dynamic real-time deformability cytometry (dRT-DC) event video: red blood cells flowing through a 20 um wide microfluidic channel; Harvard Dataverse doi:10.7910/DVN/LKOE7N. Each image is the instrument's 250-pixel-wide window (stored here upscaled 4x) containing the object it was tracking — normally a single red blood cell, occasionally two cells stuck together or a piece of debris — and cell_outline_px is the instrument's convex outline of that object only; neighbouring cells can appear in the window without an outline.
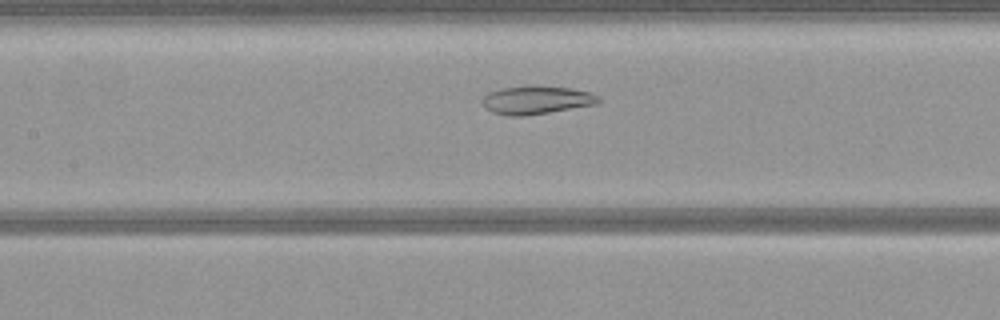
{"species": "common noctule bat (a hibernating species)", "species_latin": "Nyctalus noctula", "temperature_condition": "warm", "stored_images_in_passage": 47, "camera_frame_rate_fps": 3000, "um_per_image_px": 0.085, "animal": {"sex": "female", "body_mass_g": 21.9}, "frame": {"image": 1, "passage_image": 18, "time_ms": 5.667, "image_size_px": [1000, 320], "cell_outline_px": [[600, 104], [524, 116], [508, 116], [492, 112], [484, 108], [480, 104], [480, 100], [488, 92], [500, 88], [572, 88], [592, 92], [600, 96]], "centroid_in_image_um": [45.6, 8.54], "position_along_channel_um": 161.8, "area_um2": 18.84}}
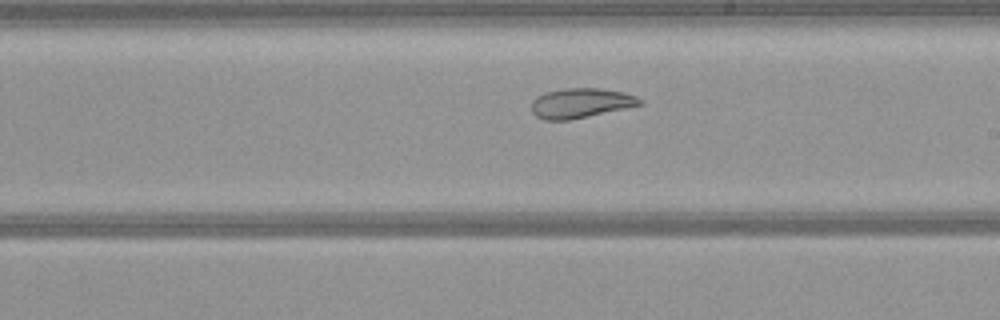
{"frame": {"image": 2, "passage_image": 24, "time_ms": 7.667, "image_size_px": [1000, 320], "cell_outline_px": [[644, 104], [568, 120], [544, 120], [536, 116], [532, 112], [532, 100], [536, 96], [544, 92], [564, 88], [600, 88], [624, 92], [636, 96]], "centroid_in_image_um": [49.32, 8.75], "position_along_channel_um": 239.7, "area_um2": 18.73}}
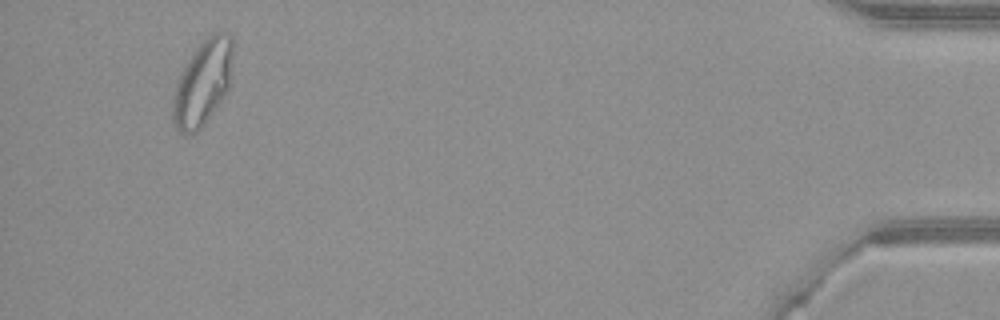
{"frame": {"image": 3, "passage_image": 44, "time_ms": 14.333, "image_size_px": [1000, 320], "cell_outline_px": [[232, 84], [224, 96], [204, 124], [196, 132], [180, 132], [176, 128], [172, 120], [172, 100], [176, 84], [180, 72], [204, 36], [212, 32], [228, 32], [232, 36]], "centroid_in_image_um": [17.25, 6.98], "position_along_channel_um": 417.9, "area_um2": 30.17}}